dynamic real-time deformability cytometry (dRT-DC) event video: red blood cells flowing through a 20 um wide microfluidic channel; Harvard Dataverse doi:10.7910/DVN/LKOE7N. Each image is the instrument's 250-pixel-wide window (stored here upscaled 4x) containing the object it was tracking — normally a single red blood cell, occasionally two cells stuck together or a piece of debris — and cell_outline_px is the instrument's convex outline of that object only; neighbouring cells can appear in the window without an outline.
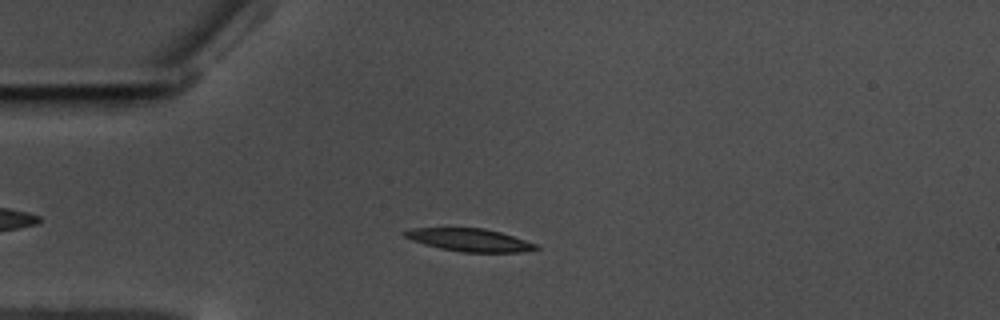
{"species": "common noctule bat (a hibernating species)", "species_latin": "Nyctalus noctula", "temperature_condition": "warm", "stored_images_in_passage": 52, "camera_frame_rate_fps": 3000, "um_per_image_px": 0.085, "animal": {"sex": "male", "body_mass_g": 17.5, "forearm_length_mm": 52.3}, "frame": {"image": 1, "passage_image": 9, "time_ms": 2.667, "image_size_px": [1000, 320], "cell_outline_px": [[540, 248], [520, 252], [464, 252], [440, 248], [424, 244], [412, 240], [404, 236], [400, 232], [412, 228], [484, 228], [500, 232], [536, 244]], "centroid_in_image_um": [39.87, 20.39], "position_along_channel_um": 45.1, "area_um2": 17.22}}
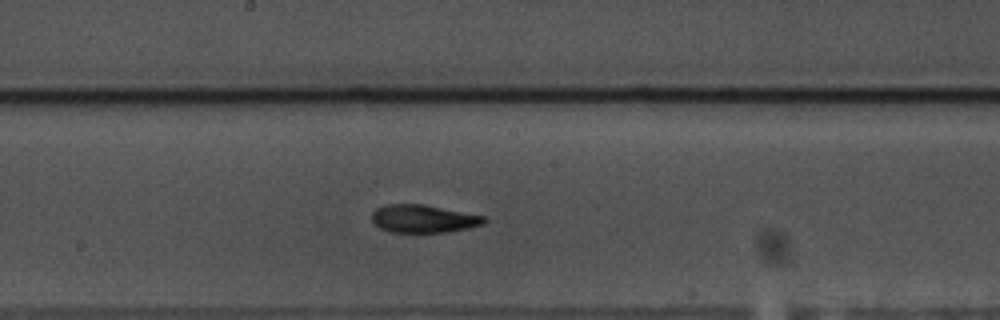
{"frame": {"image": 2, "passage_image": 25, "time_ms": 8.0, "image_size_px": [1000, 320], "cell_outline_px": [[488, 220], [484, 224], [468, 228], [444, 232], [388, 232], [380, 228], [372, 220], [372, 212], [376, 208], [384, 204], [420, 204], [484, 216]], "centroid_in_image_um": [35.96, 18.59], "position_along_channel_um": 212.2, "area_um2": 18.09}}
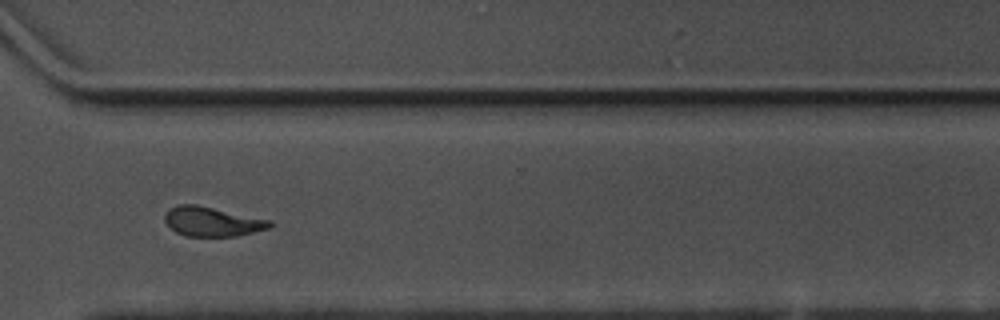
{"frame": {"image": 3, "passage_image": 37, "time_ms": 12.0, "image_size_px": [1000, 320], "cell_outline_px": [[272, 228], [236, 236], [184, 236], [176, 232], [164, 220], [164, 216], [168, 208], [176, 204], [196, 204], [272, 220]], "centroid_in_image_um": [18.04, 18.82], "position_along_channel_um": 352.6, "area_um2": 18.21}, "authors_computed_cell_mechanics": {"area_um2": 18.0914, "velocity_mm_per_s": 3.5014, "shape_relaxation_time_tau1_ms": 4.4002, "shape_relaxation_time_tau2_ms": 3.9395, "deformation_change_tau1": 0.1601, "deformation_change_tau2": 0.1176}}